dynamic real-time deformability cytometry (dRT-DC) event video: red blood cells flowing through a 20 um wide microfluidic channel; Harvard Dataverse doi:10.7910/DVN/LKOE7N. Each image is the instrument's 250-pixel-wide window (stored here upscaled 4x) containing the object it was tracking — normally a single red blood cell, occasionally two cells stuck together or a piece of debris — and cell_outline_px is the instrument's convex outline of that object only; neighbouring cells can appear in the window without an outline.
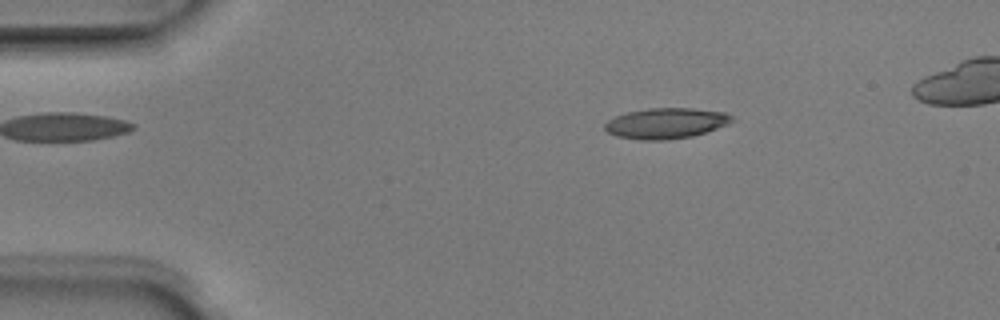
{"species": "Egyptian fruit bat (a non-hibernating species)", "species_latin": "Rousettus aegyptiacus", "temperature_condition": "room temperature", "stored_images_in_passage": 5, "camera_frame_rate_fps": 3000, "um_per_image_px": 0.085, "animal": {"sex": "male"}, "frame": {"image": 1, "passage_image": 2, "time_ms": 0.333, "image_size_px": [1000, 320], "cell_outline_px": [[736, 120], [728, 124], [692, 136], [668, 140], [640, 140], [616, 136], [608, 132], [604, 128], [604, 124], [608, 120], [616, 116], [628, 112], [648, 108], [692, 108], [728, 112]], "centroid_in_image_um": [56.63, 10.47], "position_along_channel_um": 28.4, "area_um2": 22.77}}
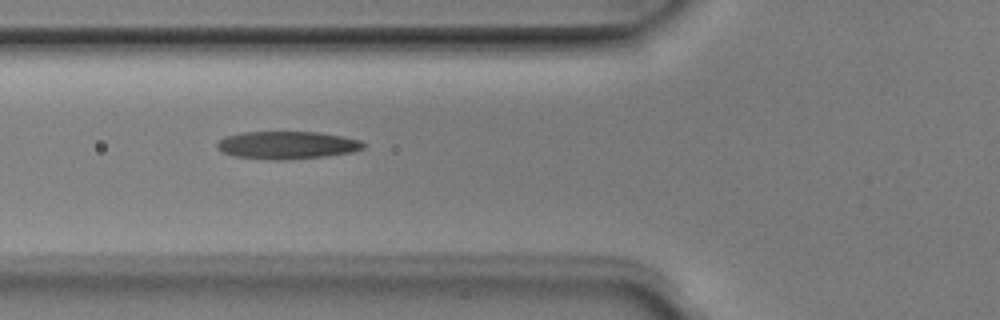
{"frame": {"image": 2, "passage_image": 5, "time_ms": 1.333, "image_size_px": [1000, 320], "cell_outline_px": [[364, 148], [352, 152], [324, 156], [288, 160], [264, 160], [236, 156], [224, 152], [216, 148], [216, 144], [224, 136], [240, 132], [320, 132], [344, 136], [360, 140], [364, 144]], "centroid_in_image_um": [24.38, 12.33], "position_along_channel_um": 101.4, "area_um2": 23.81}}